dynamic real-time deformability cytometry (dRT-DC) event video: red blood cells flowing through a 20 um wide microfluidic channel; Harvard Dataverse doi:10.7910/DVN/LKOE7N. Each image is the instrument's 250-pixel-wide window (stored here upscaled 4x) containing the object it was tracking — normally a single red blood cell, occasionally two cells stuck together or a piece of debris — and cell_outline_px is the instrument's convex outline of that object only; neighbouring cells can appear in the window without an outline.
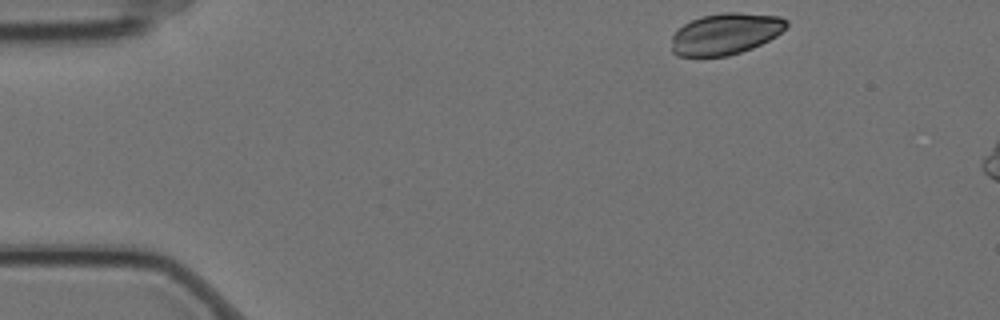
{"species": "Egyptian fruit bat (a non-hibernating species)", "species_latin": "Rousettus aegyptiacus", "temperature_condition": "cold", "stored_images_in_passage": 3, "camera_frame_rate_fps": 3000, "um_per_image_px": 0.085, "animal": {"sex": "female"}, "frame": {"image": 1, "passage_image": 1, "time_ms": 0.0, "image_size_px": [1000, 320], "cell_outline_px": [[788, 24], [776, 36], [752, 48], [728, 56], [676, 56], [672, 52], [672, 36], [684, 24], [692, 20], [704, 16], [724, 12], [736, 12], [780, 16], [788, 20]], "centroid_in_image_um": [61.67, 2.88], "position_along_channel_um": 23.3, "area_um2": 27.51}}